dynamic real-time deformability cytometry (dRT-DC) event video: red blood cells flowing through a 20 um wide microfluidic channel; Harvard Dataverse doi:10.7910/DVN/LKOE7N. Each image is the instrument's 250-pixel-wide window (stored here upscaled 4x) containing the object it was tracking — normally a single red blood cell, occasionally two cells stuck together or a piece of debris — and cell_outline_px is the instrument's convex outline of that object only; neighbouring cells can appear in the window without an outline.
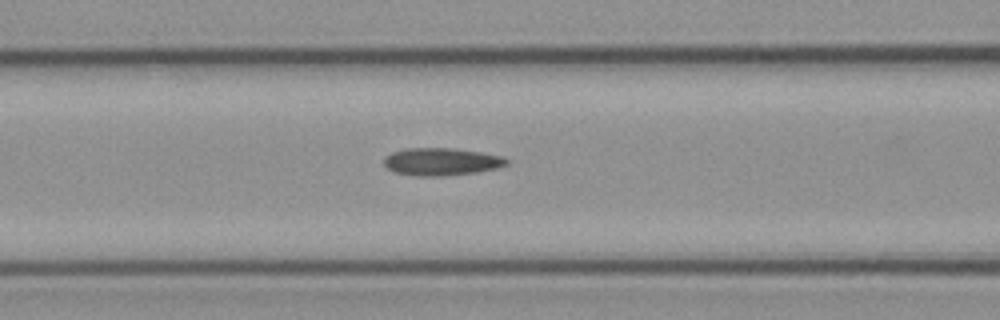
{"species": "common noctule bat (a hibernating species)", "species_latin": "Nyctalus noctula", "temperature_condition": "cold", "stored_images_in_passage": 5, "camera_frame_rate_fps": 3000, "um_per_image_px": 0.085, "animal": {"sex": "female", "body_mass_g": 21.9}, "frame": {"image": 1, "passage_image": 5, "time_ms": 1.333, "image_size_px": [1000, 320], "cell_outline_px": [[508, 164], [500, 168], [476, 172], [444, 176], [416, 176], [396, 172], [388, 168], [384, 164], [384, 156], [392, 152], [408, 148], [452, 148], [480, 152], [504, 156], [508, 160]], "centroid_in_image_um": [37.55, 13.74], "position_along_channel_um": 129.1, "area_um2": 19.77}}